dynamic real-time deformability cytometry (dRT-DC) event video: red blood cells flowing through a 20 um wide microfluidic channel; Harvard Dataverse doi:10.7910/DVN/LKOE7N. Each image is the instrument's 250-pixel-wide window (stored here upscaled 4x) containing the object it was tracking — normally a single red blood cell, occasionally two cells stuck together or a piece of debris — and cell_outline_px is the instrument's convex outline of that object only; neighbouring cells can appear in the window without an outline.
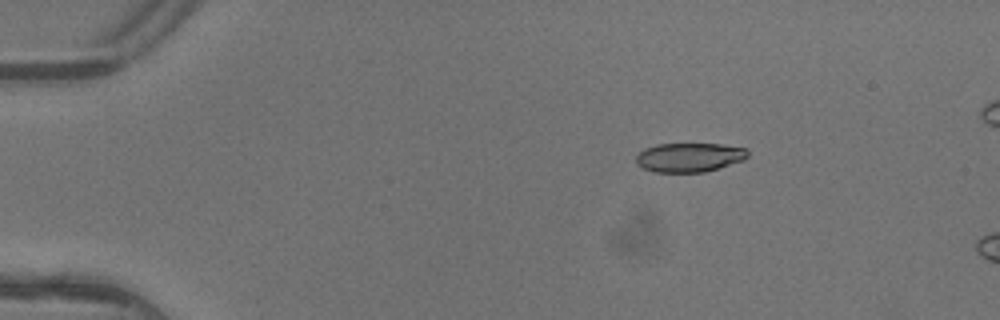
{"species": "common noctule bat (a hibernating species)", "species_latin": "Nyctalus noctula", "temperature_condition": "warm", "stored_images_in_passage": 4, "camera_frame_rate_fps": 3000, "um_per_image_px": 0.085, "animal": {"sex": "female"}, "frame": {"image": 1, "passage_image": 2, "time_ms": 0.333, "image_size_px": [1000, 320], "cell_outline_px": [[748, 156], [744, 160], [704, 172], [656, 172], [644, 168], [636, 164], [636, 156], [644, 148], [656, 144], [720, 144], [748, 148]], "centroid_in_image_um": [58.6, 13.37], "position_along_channel_um": 26.4, "area_um2": 18.96}}